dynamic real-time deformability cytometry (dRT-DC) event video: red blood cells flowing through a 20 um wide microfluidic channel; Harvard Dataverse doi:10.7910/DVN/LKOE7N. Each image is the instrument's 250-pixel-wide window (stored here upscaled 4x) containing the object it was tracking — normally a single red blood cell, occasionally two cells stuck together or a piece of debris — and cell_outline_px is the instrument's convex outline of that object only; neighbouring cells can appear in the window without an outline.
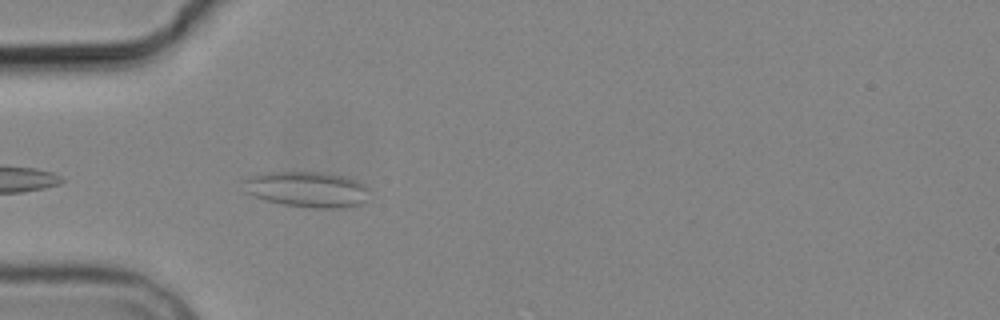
{"species": "common noctule bat (a hibernating species)", "species_latin": "Nyctalus noctula", "temperature_condition": "cold", "stored_images_in_passage": 4, "camera_frame_rate_fps": 3000, "um_per_image_px": 0.085, "animal": {"sex": "male", "body_mass_g": 19.2, "forearm_length_mm": 51.8}, "frame": {"image": 1, "passage_image": 4, "time_ms": 3.667, "image_size_px": [1000, 320], "cell_outline_px": [[368, 200], [360, 204], [336, 208], [316, 208], [284, 204], [268, 200], [244, 192], [240, 180], [264, 172], [320, 172], [344, 176], [356, 180], [364, 184], [368, 188]], "centroid_in_image_um": [26.08, 16.08], "position_along_channel_um": 58.9, "area_um2": 26.18}}